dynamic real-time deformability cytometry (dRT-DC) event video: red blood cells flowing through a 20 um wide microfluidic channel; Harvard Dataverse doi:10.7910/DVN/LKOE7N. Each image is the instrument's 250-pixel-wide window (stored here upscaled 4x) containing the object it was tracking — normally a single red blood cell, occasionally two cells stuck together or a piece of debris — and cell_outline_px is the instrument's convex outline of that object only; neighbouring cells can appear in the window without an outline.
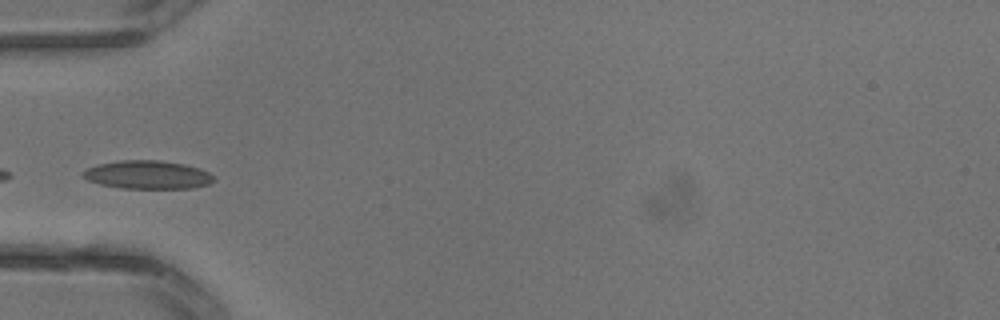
{"species": "common noctule bat (a hibernating species)", "species_latin": "Nyctalus noctula", "temperature_condition": "warm", "stored_images_in_passage": 2, "camera_frame_rate_fps": 3000, "um_per_image_px": 0.085, "animal": {"sex": "male", "body_mass_g": 13.3}, "frame": {"image": 1, "passage_image": 2, "time_ms": 0.333, "image_size_px": [1000, 320], "cell_outline_px": [[216, 180], [208, 184], [192, 188], [120, 188], [100, 184], [88, 180], [80, 176], [88, 168], [100, 164], [116, 160], [160, 160], [184, 164], [200, 168], [208, 172]], "centroid_in_image_um": [12.55, 14.85], "position_along_channel_um": 72.4, "area_um2": 21.56}}